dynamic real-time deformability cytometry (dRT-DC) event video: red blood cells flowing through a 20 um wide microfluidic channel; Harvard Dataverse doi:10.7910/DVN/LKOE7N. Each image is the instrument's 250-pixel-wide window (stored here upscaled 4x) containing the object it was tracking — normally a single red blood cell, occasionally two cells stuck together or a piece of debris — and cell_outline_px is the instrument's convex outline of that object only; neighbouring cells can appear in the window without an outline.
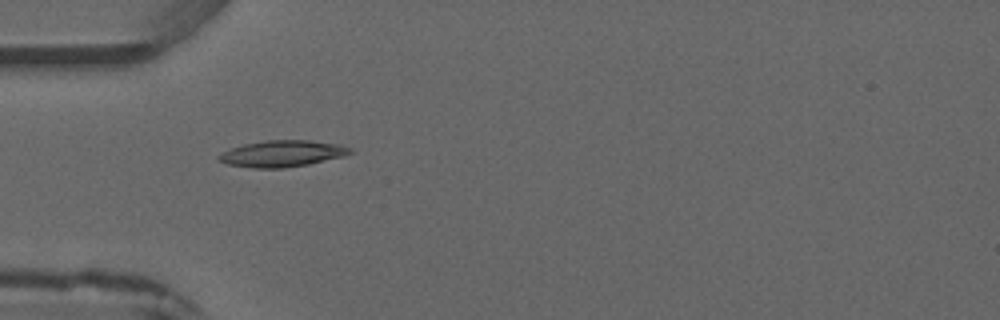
{"species": "common noctule bat (a hibernating species)", "species_latin": "Nyctalus noctula", "temperature_condition": "warm", "stored_images_in_passage": 5, "camera_frame_rate_fps": 3000, "um_per_image_px": 0.085, "animal": {"sex": "male", "forearm_length_mm": 52.5}, "frame": {"image": 1, "passage_image": 4, "time_ms": 4.0, "image_size_px": [1000, 320], "cell_outline_px": [[352, 152], [344, 156], [308, 164], [284, 168], [252, 168], [228, 164], [216, 160], [216, 156], [232, 148], [244, 144], [268, 140], [312, 140], [340, 144], [352, 148]], "centroid_in_image_um": [24.0, 13.05], "position_along_channel_um": 61.0, "area_um2": 20.23}}
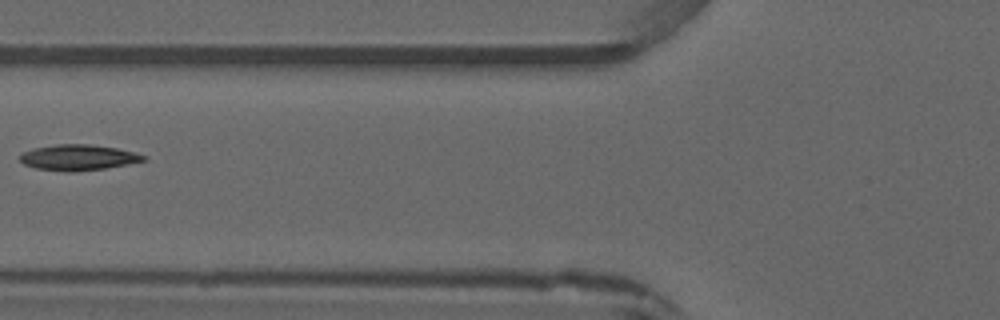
{"frame": {"image": 2, "passage_image": 5, "time_ms": 5.333, "image_size_px": [1000, 320], "cell_outline_px": [[148, 160], [104, 168], [72, 172], [64, 172], [36, 168], [24, 164], [20, 160], [20, 156], [24, 152], [32, 148], [56, 144], [88, 144], [116, 148], [148, 156]], "centroid_in_image_um": [6.64, 13.38], "position_along_channel_um": 119.2, "area_um2": 18.44}}